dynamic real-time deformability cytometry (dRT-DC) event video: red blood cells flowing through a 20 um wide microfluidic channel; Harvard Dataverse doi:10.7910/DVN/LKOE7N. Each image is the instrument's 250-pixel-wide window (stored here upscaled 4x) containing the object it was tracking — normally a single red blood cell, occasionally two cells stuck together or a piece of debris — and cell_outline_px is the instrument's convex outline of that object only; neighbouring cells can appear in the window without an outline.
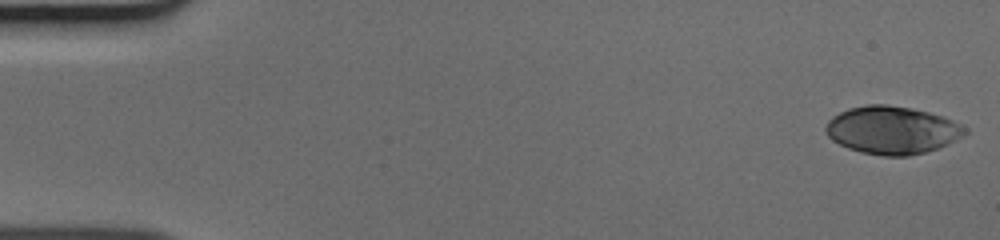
{"species": "human", "species_latin": "Homo sapiens", "temperature_condition": "cold", "stored_images_in_passage": 50, "camera_frame_rate_fps": 3000, "um_per_image_px": 0.085, "donor": {"sex": "male"}, "frame": {"image": 1, "passage_image": 1, "time_ms": 0.0, "image_size_px": [1000, 240], "cell_outline_px": [[968, 132], [936, 148], [924, 152], [908, 156], [880, 156], [860, 152], [848, 148], [832, 140], [824, 132], [824, 128], [828, 120], [832, 116], [848, 108], [868, 104], [888, 104], [912, 108], [944, 116], [968, 128]], "centroid_in_image_um": [75.77, 11.05], "position_along_channel_um": 9.2, "area_um2": 38.78}}
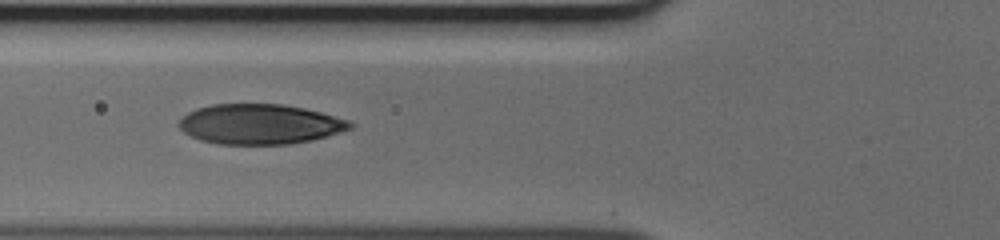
{"frame": {"image": 2, "passage_image": 19, "time_ms": 6.0, "image_size_px": [1000, 240], "cell_outline_px": [[352, 128], [340, 132], [312, 140], [288, 144], [220, 144], [200, 140], [184, 132], [176, 124], [188, 112], [196, 108], [212, 104], [284, 104], [304, 108], [320, 112], [348, 120], [352, 124]], "centroid_in_image_um": [22.06, 10.55], "position_along_channel_um": 103.7, "area_um2": 39.82}}
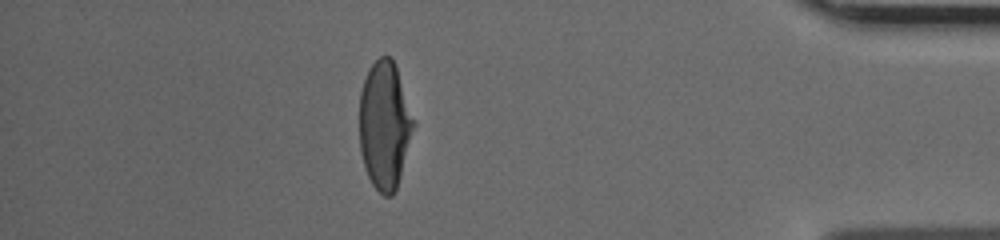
{"frame": {"image": 3, "passage_image": 44, "time_ms": 14.333, "image_size_px": [1000, 240], "cell_outline_px": [[416, 124], [400, 176], [396, 188], [392, 196], [384, 196], [372, 184], [368, 176], [364, 164], [360, 148], [360, 92], [368, 68], [380, 56], [392, 56]], "centroid_in_image_um": [32.7, 10.62], "position_along_channel_um": 402.5, "area_um2": 40.11}}